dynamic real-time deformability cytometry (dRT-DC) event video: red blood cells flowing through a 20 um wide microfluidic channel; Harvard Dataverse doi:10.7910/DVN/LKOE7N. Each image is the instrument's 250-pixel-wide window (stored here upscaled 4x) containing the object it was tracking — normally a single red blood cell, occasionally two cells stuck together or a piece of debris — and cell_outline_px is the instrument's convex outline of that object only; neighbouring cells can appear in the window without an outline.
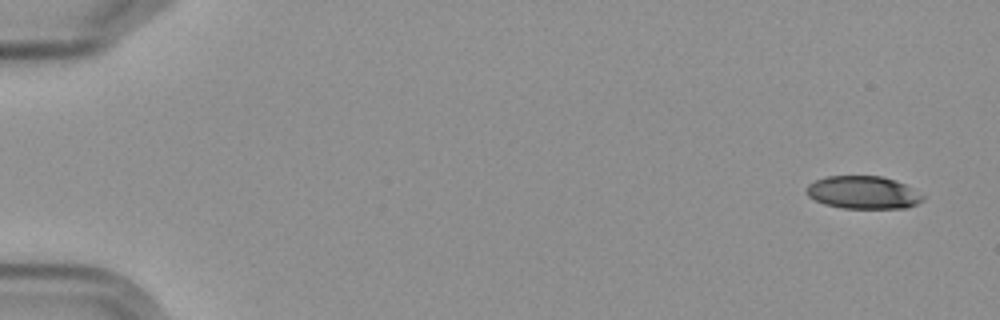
{"species": "Egyptian fruit bat (a non-hibernating species)", "species_latin": "Rousettus aegyptiacus", "temperature_condition": "cold", "stored_images_in_passage": 5, "camera_frame_rate_fps": 3000, "um_per_image_px": 0.085, "frame": {"image": 1, "passage_image": 1, "time_ms": 0.0, "image_size_px": [1000, 320], "cell_outline_px": [[924, 200], [908, 208], [844, 208], [824, 204], [808, 196], [804, 192], [804, 188], [808, 184], [816, 180], [828, 176], [880, 176], [896, 180], [912, 188], [924, 196]], "centroid_in_image_um": [73.35, 16.36], "position_along_channel_um": 11.7, "area_um2": 22.31}}